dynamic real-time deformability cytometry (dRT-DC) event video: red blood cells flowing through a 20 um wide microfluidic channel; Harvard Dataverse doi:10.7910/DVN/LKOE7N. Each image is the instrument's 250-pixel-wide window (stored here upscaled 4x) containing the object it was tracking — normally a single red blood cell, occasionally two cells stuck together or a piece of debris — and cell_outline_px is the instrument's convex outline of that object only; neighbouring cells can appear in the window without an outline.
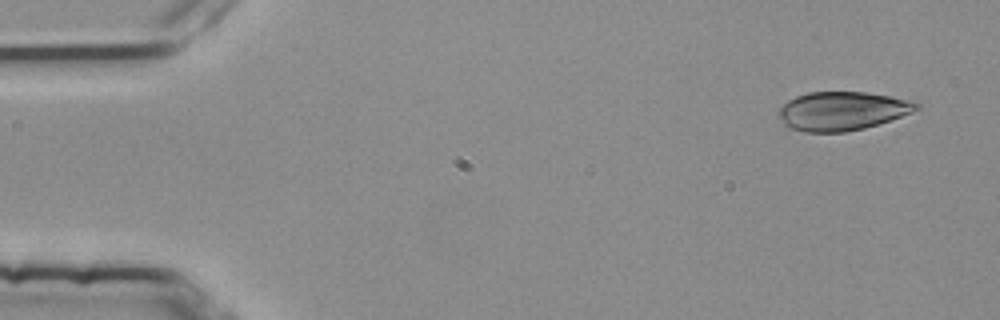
{"species": "common noctule bat (a hibernating species)", "species_latin": "Nyctalus noctula", "temperature_condition": "room temperature", "stored_images_in_passage": 7, "camera_frame_rate_fps": 3000, "um_per_image_px": 0.085, "animal": {"sex": "female", "body_mass_g": 25.1}, "frame": {"image": 1, "passage_image": 1, "time_ms": 0.0, "image_size_px": [1000, 320], "cell_outline_px": [[920, 108], [912, 112], [864, 128], [844, 132], [804, 132], [788, 128], [784, 124], [780, 116], [780, 108], [788, 100], [796, 96], [808, 92], [868, 92], [912, 100], [920, 104]], "centroid_in_image_um": [71.58, 9.43], "position_along_channel_um": 13.4, "area_um2": 30.92}}